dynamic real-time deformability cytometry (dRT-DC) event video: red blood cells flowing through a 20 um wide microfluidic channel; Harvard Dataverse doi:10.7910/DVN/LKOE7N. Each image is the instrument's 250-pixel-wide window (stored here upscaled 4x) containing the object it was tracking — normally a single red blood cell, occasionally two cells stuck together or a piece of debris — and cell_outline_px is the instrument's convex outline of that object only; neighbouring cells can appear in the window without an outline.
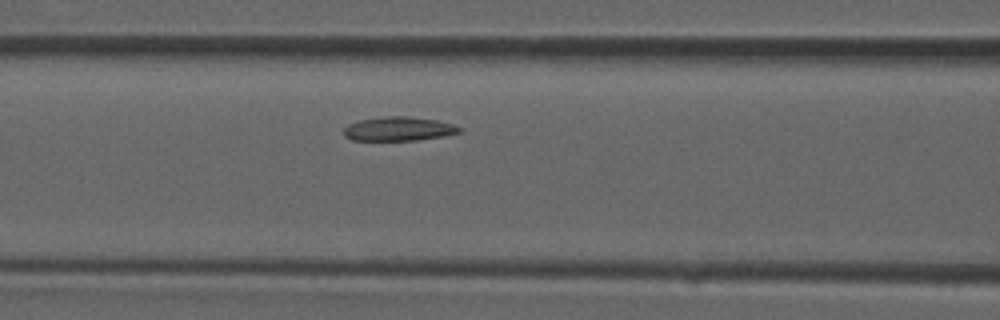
{"species": "common noctule bat (a hibernating species)", "species_latin": "Nyctalus noctula", "temperature_condition": "room temperature", "stored_images_in_passage": 31, "camera_frame_rate_fps": 3000, "um_per_image_px": 0.085, "animal": {"sex": "male", "forearm_length_mm": 52.5}, "frame": {"image": 1, "passage_image": 10, "time_ms": 3.0, "image_size_px": [1000, 320], "cell_outline_px": [[464, 128], [460, 132], [444, 136], [416, 140], [352, 140], [344, 136], [344, 128], [348, 124], [360, 120], [384, 116], [408, 116], [436, 120], [452, 124]], "centroid_in_image_um": [33.89, 10.95], "position_along_channel_um": 132.7, "area_um2": 16.18}}
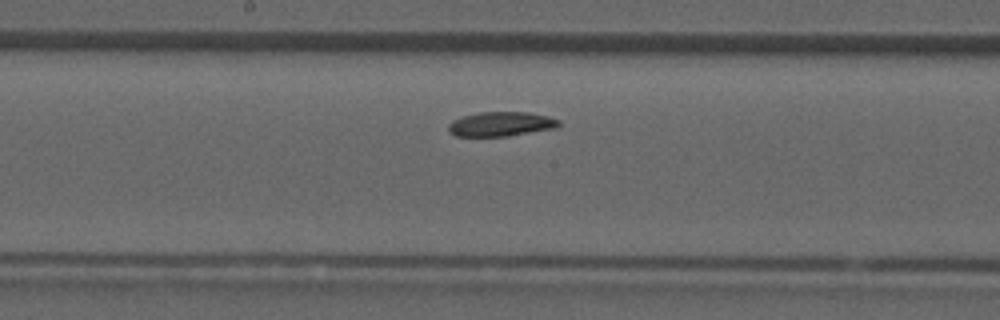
{"frame": {"image": 2, "passage_image": 14, "time_ms": 4.333, "image_size_px": [1000, 320], "cell_outline_px": [[560, 124], [556, 128], [504, 136], [456, 136], [448, 132], [448, 124], [452, 120], [464, 116], [480, 112], [528, 112], [548, 116], [560, 120]], "centroid_in_image_um": [42.56, 10.54], "position_along_channel_um": 205.6, "area_um2": 15.66}}